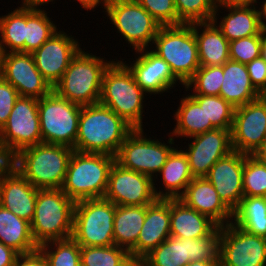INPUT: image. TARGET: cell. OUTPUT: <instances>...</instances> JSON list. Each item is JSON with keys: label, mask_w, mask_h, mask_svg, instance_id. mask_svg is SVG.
I'll return each instance as SVG.
<instances>
[{"label": "cell", "mask_w": 266, "mask_h": 266, "mask_svg": "<svg viewBox=\"0 0 266 266\" xmlns=\"http://www.w3.org/2000/svg\"><path fill=\"white\" fill-rule=\"evenodd\" d=\"M133 130L123 118L100 103L81 106L75 150L115 157Z\"/></svg>", "instance_id": "obj_1"}, {"label": "cell", "mask_w": 266, "mask_h": 266, "mask_svg": "<svg viewBox=\"0 0 266 266\" xmlns=\"http://www.w3.org/2000/svg\"><path fill=\"white\" fill-rule=\"evenodd\" d=\"M146 95L123 59H116L104 71L99 103L110 108L134 129H143Z\"/></svg>", "instance_id": "obj_2"}, {"label": "cell", "mask_w": 266, "mask_h": 266, "mask_svg": "<svg viewBox=\"0 0 266 266\" xmlns=\"http://www.w3.org/2000/svg\"><path fill=\"white\" fill-rule=\"evenodd\" d=\"M74 149L40 143L14 156V167L37 189L61 188Z\"/></svg>", "instance_id": "obj_3"}, {"label": "cell", "mask_w": 266, "mask_h": 266, "mask_svg": "<svg viewBox=\"0 0 266 266\" xmlns=\"http://www.w3.org/2000/svg\"><path fill=\"white\" fill-rule=\"evenodd\" d=\"M80 50L72 59L53 91L80 106L100 101L104 71L114 61Z\"/></svg>", "instance_id": "obj_4"}, {"label": "cell", "mask_w": 266, "mask_h": 266, "mask_svg": "<svg viewBox=\"0 0 266 266\" xmlns=\"http://www.w3.org/2000/svg\"><path fill=\"white\" fill-rule=\"evenodd\" d=\"M115 157L74 150L61 190L74 202L103 198Z\"/></svg>", "instance_id": "obj_5"}, {"label": "cell", "mask_w": 266, "mask_h": 266, "mask_svg": "<svg viewBox=\"0 0 266 266\" xmlns=\"http://www.w3.org/2000/svg\"><path fill=\"white\" fill-rule=\"evenodd\" d=\"M75 202L61 188L38 189L31 232L38 246L72 236Z\"/></svg>", "instance_id": "obj_6"}, {"label": "cell", "mask_w": 266, "mask_h": 266, "mask_svg": "<svg viewBox=\"0 0 266 266\" xmlns=\"http://www.w3.org/2000/svg\"><path fill=\"white\" fill-rule=\"evenodd\" d=\"M152 51L166 61L173 74L185 84L200 67L192 24L161 26Z\"/></svg>", "instance_id": "obj_7"}, {"label": "cell", "mask_w": 266, "mask_h": 266, "mask_svg": "<svg viewBox=\"0 0 266 266\" xmlns=\"http://www.w3.org/2000/svg\"><path fill=\"white\" fill-rule=\"evenodd\" d=\"M115 204L104 198L75 202L72 238L81 246L114 244Z\"/></svg>", "instance_id": "obj_8"}, {"label": "cell", "mask_w": 266, "mask_h": 266, "mask_svg": "<svg viewBox=\"0 0 266 266\" xmlns=\"http://www.w3.org/2000/svg\"><path fill=\"white\" fill-rule=\"evenodd\" d=\"M144 134V128L134 129L120 145L115 162L125 169L143 173L155 180L175 149V138L168 135L169 139L165 143L147 138Z\"/></svg>", "instance_id": "obj_9"}, {"label": "cell", "mask_w": 266, "mask_h": 266, "mask_svg": "<svg viewBox=\"0 0 266 266\" xmlns=\"http://www.w3.org/2000/svg\"><path fill=\"white\" fill-rule=\"evenodd\" d=\"M81 106L54 91L38 99L42 143L64 145L75 150Z\"/></svg>", "instance_id": "obj_10"}, {"label": "cell", "mask_w": 266, "mask_h": 266, "mask_svg": "<svg viewBox=\"0 0 266 266\" xmlns=\"http://www.w3.org/2000/svg\"><path fill=\"white\" fill-rule=\"evenodd\" d=\"M103 6L110 24L134 51L153 46L161 25L136 0H106Z\"/></svg>", "instance_id": "obj_11"}, {"label": "cell", "mask_w": 266, "mask_h": 266, "mask_svg": "<svg viewBox=\"0 0 266 266\" xmlns=\"http://www.w3.org/2000/svg\"><path fill=\"white\" fill-rule=\"evenodd\" d=\"M220 230L217 226L203 238L170 236L144 258L151 266H185L194 261L219 262Z\"/></svg>", "instance_id": "obj_12"}, {"label": "cell", "mask_w": 266, "mask_h": 266, "mask_svg": "<svg viewBox=\"0 0 266 266\" xmlns=\"http://www.w3.org/2000/svg\"><path fill=\"white\" fill-rule=\"evenodd\" d=\"M0 140L13 156L25 148L42 143L38 99L19 96L7 122L0 129Z\"/></svg>", "instance_id": "obj_13"}, {"label": "cell", "mask_w": 266, "mask_h": 266, "mask_svg": "<svg viewBox=\"0 0 266 266\" xmlns=\"http://www.w3.org/2000/svg\"><path fill=\"white\" fill-rule=\"evenodd\" d=\"M219 266H266V238L232 222L221 226Z\"/></svg>", "instance_id": "obj_14"}, {"label": "cell", "mask_w": 266, "mask_h": 266, "mask_svg": "<svg viewBox=\"0 0 266 266\" xmlns=\"http://www.w3.org/2000/svg\"><path fill=\"white\" fill-rule=\"evenodd\" d=\"M103 198L121 206L150 205L158 199L151 177L125 169L116 162L110 169Z\"/></svg>", "instance_id": "obj_15"}, {"label": "cell", "mask_w": 266, "mask_h": 266, "mask_svg": "<svg viewBox=\"0 0 266 266\" xmlns=\"http://www.w3.org/2000/svg\"><path fill=\"white\" fill-rule=\"evenodd\" d=\"M0 76L17 90L20 97L40 99L53 91L37 69L31 53H1Z\"/></svg>", "instance_id": "obj_16"}, {"label": "cell", "mask_w": 266, "mask_h": 266, "mask_svg": "<svg viewBox=\"0 0 266 266\" xmlns=\"http://www.w3.org/2000/svg\"><path fill=\"white\" fill-rule=\"evenodd\" d=\"M266 139V95L235 108L231 129L234 151L252 155Z\"/></svg>", "instance_id": "obj_17"}, {"label": "cell", "mask_w": 266, "mask_h": 266, "mask_svg": "<svg viewBox=\"0 0 266 266\" xmlns=\"http://www.w3.org/2000/svg\"><path fill=\"white\" fill-rule=\"evenodd\" d=\"M80 45L74 36L59 30L32 53L37 69L52 87L82 49Z\"/></svg>", "instance_id": "obj_18"}, {"label": "cell", "mask_w": 266, "mask_h": 266, "mask_svg": "<svg viewBox=\"0 0 266 266\" xmlns=\"http://www.w3.org/2000/svg\"><path fill=\"white\" fill-rule=\"evenodd\" d=\"M189 138L193 141H188L183 152L194 178L205 177L218 160L233 151L231 130L214 128Z\"/></svg>", "instance_id": "obj_19"}, {"label": "cell", "mask_w": 266, "mask_h": 266, "mask_svg": "<svg viewBox=\"0 0 266 266\" xmlns=\"http://www.w3.org/2000/svg\"><path fill=\"white\" fill-rule=\"evenodd\" d=\"M137 55L134 63L126 64L132 72L136 83L149 95L170 93L176 84H184L173 74L169 64L155 54L151 48L135 51ZM169 90V91H168Z\"/></svg>", "instance_id": "obj_20"}, {"label": "cell", "mask_w": 266, "mask_h": 266, "mask_svg": "<svg viewBox=\"0 0 266 266\" xmlns=\"http://www.w3.org/2000/svg\"><path fill=\"white\" fill-rule=\"evenodd\" d=\"M247 156L233 150L218 160L205 176L217 191L219 198L232 212L244 197L242 177Z\"/></svg>", "instance_id": "obj_21"}, {"label": "cell", "mask_w": 266, "mask_h": 266, "mask_svg": "<svg viewBox=\"0 0 266 266\" xmlns=\"http://www.w3.org/2000/svg\"><path fill=\"white\" fill-rule=\"evenodd\" d=\"M186 206L208 216L218 226L232 222L233 212L219 198L213 185L205 178H193L178 198Z\"/></svg>", "instance_id": "obj_22"}, {"label": "cell", "mask_w": 266, "mask_h": 266, "mask_svg": "<svg viewBox=\"0 0 266 266\" xmlns=\"http://www.w3.org/2000/svg\"><path fill=\"white\" fill-rule=\"evenodd\" d=\"M170 237V199L146 205L145 220L131 257H145Z\"/></svg>", "instance_id": "obj_23"}, {"label": "cell", "mask_w": 266, "mask_h": 266, "mask_svg": "<svg viewBox=\"0 0 266 266\" xmlns=\"http://www.w3.org/2000/svg\"><path fill=\"white\" fill-rule=\"evenodd\" d=\"M38 189L15 167L0 179V205L31 223Z\"/></svg>", "instance_id": "obj_24"}, {"label": "cell", "mask_w": 266, "mask_h": 266, "mask_svg": "<svg viewBox=\"0 0 266 266\" xmlns=\"http://www.w3.org/2000/svg\"><path fill=\"white\" fill-rule=\"evenodd\" d=\"M158 175L161 177V186L164 188V191L158 186L156 188L158 180H154V192L158 199H178L194 178L188 158L181 148H175L171 152Z\"/></svg>", "instance_id": "obj_25"}, {"label": "cell", "mask_w": 266, "mask_h": 266, "mask_svg": "<svg viewBox=\"0 0 266 266\" xmlns=\"http://www.w3.org/2000/svg\"><path fill=\"white\" fill-rule=\"evenodd\" d=\"M217 226L208 216L186 206L181 200L170 199V236L203 238Z\"/></svg>", "instance_id": "obj_26"}, {"label": "cell", "mask_w": 266, "mask_h": 266, "mask_svg": "<svg viewBox=\"0 0 266 266\" xmlns=\"http://www.w3.org/2000/svg\"><path fill=\"white\" fill-rule=\"evenodd\" d=\"M192 28L200 66H223L230 59V54L229 41L222 31L213 21L193 23Z\"/></svg>", "instance_id": "obj_27"}, {"label": "cell", "mask_w": 266, "mask_h": 266, "mask_svg": "<svg viewBox=\"0 0 266 266\" xmlns=\"http://www.w3.org/2000/svg\"><path fill=\"white\" fill-rule=\"evenodd\" d=\"M219 96L237 108L262 95L252 85L246 65L229 59L223 65V83Z\"/></svg>", "instance_id": "obj_28"}, {"label": "cell", "mask_w": 266, "mask_h": 266, "mask_svg": "<svg viewBox=\"0 0 266 266\" xmlns=\"http://www.w3.org/2000/svg\"><path fill=\"white\" fill-rule=\"evenodd\" d=\"M258 6H239L225 8L227 15L220 16L222 19L212 21L222 31V34L230 42L243 37L258 35L260 27Z\"/></svg>", "instance_id": "obj_29"}, {"label": "cell", "mask_w": 266, "mask_h": 266, "mask_svg": "<svg viewBox=\"0 0 266 266\" xmlns=\"http://www.w3.org/2000/svg\"><path fill=\"white\" fill-rule=\"evenodd\" d=\"M146 216L144 206L115 205L114 244L130 252L137 243Z\"/></svg>", "instance_id": "obj_30"}, {"label": "cell", "mask_w": 266, "mask_h": 266, "mask_svg": "<svg viewBox=\"0 0 266 266\" xmlns=\"http://www.w3.org/2000/svg\"><path fill=\"white\" fill-rule=\"evenodd\" d=\"M0 242L19 254L33 252L39 247L33 239L30 222L19 218L2 205H0Z\"/></svg>", "instance_id": "obj_31"}, {"label": "cell", "mask_w": 266, "mask_h": 266, "mask_svg": "<svg viewBox=\"0 0 266 266\" xmlns=\"http://www.w3.org/2000/svg\"><path fill=\"white\" fill-rule=\"evenodd\" d=\"M178 109L174 111V120L176 125L172 132L169 133L173 138L188 139L191 136L205 133L215 127L211 122H207V117L204 108L199 106V103L188 93V95L180 98Z\"/></svg>", "instance_id": "obj_32"}, {"label": "cell", "mask_w": 266, "mask_h": 266, "mask_svg": "<svg viewBox=\"0 0 266 266\" xmlns=\"http://www.w3.org/2000/svg\"><path fill=\"white\" fill-rule=\"evenodd\" d=\"M232 223L249 234L266 238V197H243L233 211Z\"/></svg>", "instance_id": "obj_33"}, {"label": "cell", "mask_w": 266, "mask_h": 266, "mask_svg": "<svg viewBox=\"0 0 266 266\" xmlns=\"http://www.w3.org/2000/svg\"><path fill=\"white\" fill-rule=\"evenodd\" d=\"M41 8L25 7L24 53H33L58 31L57 25Z\"/></svg>", "instance_id": "obj_34"}, {"label": "cell", "mask_w": 266, "mask_h": 266, "mask_svg": "<svg viewBox=\"0 0 266 266\" xmlns=\"http://www.w3.org/2000/svg\"><path fill=\"white\" fill-rule=\"evenodd\" d=\"M0 38V53L24 52L25 6L0 16Z\"/></svg>", "instance_id": "obj_35"}, {"label": "cell", "mask_w": 266, "mask_h": 266, "mask_svg": "<svg viewBox=\"0 0 266 266\" xmlns=\"http://www.w3.org/2000/svg\"><path fill=\"white\" fill-rule=\"evenodd\" d=\"M38 249L44 255L48 266L81 265V246L72 237L43 243Z\"/></svg>", "instance_id": "obj_36"}, {"label": "cell", "mask_w": 266, "mask_h": 266, "mask_svg": "<svg viewBox=\"0 0 266 266\" xmlns=\"http://www.w3.org/2000/svg\"><path fill=\"white\" fill-rule=\"evenodd\" d=\"M204 108L207 122L215 128L231 130L235 108L219 95H191Z\"/></svg>", "instance_id": "obj_37"}, {"label": "cell", "mask_w": 266, "mask_h": 266, "mask_svg": "<svg viewBox=\"0 0 266 266\" xmlns=\"http://www.w3.org/2000/svg\"><path fill=\"white\" fill-rule=\"evenodd\" d=\"M129 252L117 245L81 247V266H124Z\"/></svg>", "instance_id": "obj_38"}, {"label": "cell", "mask_w": 266, "mask_h": 266, "mask_svg": "<svg viewBox=\"0 0 266 266\" xmlns=\"http://www.w3.org/2000/svg\"><path fill=\"white\" fill-rule=\"evenodd\" d=\"M222 83L223 66H200L183 87L190 95H219Z\"/></svg>", "instance_id": "obj_39"}, {"label": "cell", "mask_w": 266, "mask_h": 266, "mask_svg": "<svg viewBox=\"0 0 266 266\" xmlns=\"http://www.w3.org/2000/svg\"><path fill=\"white\" fill-rule=\"evenodd\" d=\"M179 25L210 22L213 20L215 0H174Z\"/></svg>", "instance_id": "obj_40"}, {"label": "cell", "mask_w": 266, "mask_h": 266, "mask_svg": "<svg viewBox=\"0 0 266 266\" xmlns=\"http://www.w3.org/2000/svg\"><path fill=\"white\" fill-rule=\"evenodd\" d=\"M242 183L244 197H266V164L248 155L244 161Z\"/></svg>", "instance_id": "obj_41"}, {"label": "cell", "mask_w": 266, "mask_h": 266, "mask_svg": "<svg viewBox=\"0 0 266 266\" xmlns=\"http://www.w3.org/2000/svg\"><path fill=\"white\" fill-rule=\"evenodd\" d=\"M266 33L261 31L258 35L243 37L229 42L230 60L248 64L261 57L262 38Z\"/></svg>", "instance_id": "obj_42"}, {"label": "cell", "mask_w": 266, "mask_h": 266, "mask_svg": "<svg viewBox=\"0 0 266 266\" xmlns=\"http://www.w3.org/2000/svg\"><path fill=\"white\" fill-rule=\"evenodd\" d=\"M161 26H177L174 0H136Z\"/></svg>", "instance_id": "obj_43"}, {"label": "cell", "mask_w": 266, "mask_h": 266, "mask_svg": "<svg viewBox=\"0 0 266 266\" xmlns=\"http://www.w3.org/2000/svg\"><path fill=\"white\" fill-rule=\"evenodd\" d=\"M18 98L17 90L0 76V129L7 122Z\"/></svg>", "instance_id": "obj_44"}, {"label": "cell", "mask_w": 266, "mask_h": 266, "mask_svg": "<svg viewBox=\"0 0 266 266\" xmlns=\"http://www.w3.org/2000/svg\"><path fill=\"white\" fill-rule=\"evenodd\" d=\"M246 68L254 88L261 95H266V61L259 57L246 64Z\"/></svg>", "instance_id": "obj_45"}, {"label": "cell", "mask_w": 266, "mask_h": 266, "mask_svg": "<svg viewBox=\"0 0 266 266\" xmlns=\"http://www.w3.org/2000/svg\"><path fill=\"white\" fill-rule=\"evenodd\" d=\"M13 266H48V263L42 252L37 249L30 253L19 254Z\"/></svg>", "instance_id": "obj_46"}, {"label": "cell", "mask_w": 266, "mask_h": 266, "mask_svg": "<svg viewBox=\"0 0 266 266\" xmlns=\"http://www.w3.org/2000/svg\"><path fill=\"white\" fill-rule=\"evenodd\" d=\"M14 167V156L0 140V179Z\"/></svg>", "instance_id": "obj_47"}, {"label": "cell", "mask_w": 266, "mask_h": 266, "mask_svg": "<svg viewBox=\"0 0 266 266\" xmlns=\"http://www.w3.org/2000/svg\"><path fill=\"white\" fill-rule=\"evenodd\" d=\"M259 3L258 0H215V5H216V11L214 14L213 19H219L218 16L220 11V8L222 11L224 10L223 8L227 7H239V6H257ZM219 11V12H218Z\"/></svg>", "instance_id": "obj_48"}, {"label": "cell", "mask_w": 266, "mask_h": 266, "mask_svg": "<svg viewBox=\"0 0 266 266\" xmlns=\"http://www.w3.org/2000/svg\"><path fill=\"white\" fill-rule=\"evenodd\" d=\"M19 253L0 242V266H13Z\"/></svg>", "instance_id": "obj_49"}, {"label": "cell", "mask_w": 266, "mask_h": 266, "mask_svg": "<svg viewBox=\"0 0 266 266\" xmlns=\"http://www.w3.org/2000/svg\"><path fill=\"white\" fill-rule=\"evenodd\" d=\"M257 161L266 164V139L262 142V144L253 152L251 155Z\"/></svg>", "instance_id": "obj_50"}, {"label": "cell", "mask_w": 266, "mask_h": 266, "mask_svg": "<svg viewBox=\"0 0 266 266\" xmlns=\"http://www.w3.org/2000/svg\"><path fill=\"white\" fill-rule=\"evenodd\" d=\"M78 3L81 4V7H83L85 10H93L96 7L103 6L106 0H76ZM102 4V5H101Z\"/></svg>", "instance_id": "obj_51"}, {"label": "cell", "mask_w": 266, "mask_h": 266, "mask_svg": "<svg viewBox=\"0 0 266 266\" xmlns=\"http://www.w3.org/2000/svg\"><path fill=\"white\" fill-rule=\"evenodd\" d=\"M53 1L54 0H22L20 5L25 7L42 8L41 6H45Z\"/></svg>", "instance_id": "obj_52"}, {"label": "cell", "mask_w": 266, "mask_h": 266, "mask_svg": "<svg viewBox=\"0 0 266 266\" xmlns=\"http://www.w3.org/2000/svg\"><path fill=\"white\" fill-rule=\"evenodd\" d=\"M263 3L259 9L260 27L261 30L266 33V0L260 1L259 4Z\"/></svg>", "instance_id": "obj_53"}, {"label": "cell", "mask_w": 266, "mask_h": 266, "mask_svg": "<svg viewBox=\"0 0 266 266\" xmlns=\"http://www.w3.org/2000/svg\"><path fill=\"white\" fill-rule=\"evenodd\" d=\"M124 266H151L144 257H130Z\"/></svg>", "instance_id": "obj_54"}, {"label": "cell", "mask_w": 266, "mask_h": 266, "mask_svg": "<svg viewBox=\"0 0 266 266\" xmlns=\"http://www.w3.org/2000/svg\"><path fill=\"white\" fill-rule=\"evenodd\" d=\"M185 266H219V262L194 261V262H189Z\"/></svg>", "instance_id": "obj_55"}, {"label": "cell", "mask_w": 266, "mask_h": 266, "mask_svg": "<svg viewBox=\"0 0 266 266\" xmlns=\"http://www.w3.org/2000/svg\"><path fill=\"white\" fill-rule=\"evenodd\" d=\"M261 57L266 61V34L262 38Z\"/></svg>", "instance_id": "obj_56"}]
</instances>
